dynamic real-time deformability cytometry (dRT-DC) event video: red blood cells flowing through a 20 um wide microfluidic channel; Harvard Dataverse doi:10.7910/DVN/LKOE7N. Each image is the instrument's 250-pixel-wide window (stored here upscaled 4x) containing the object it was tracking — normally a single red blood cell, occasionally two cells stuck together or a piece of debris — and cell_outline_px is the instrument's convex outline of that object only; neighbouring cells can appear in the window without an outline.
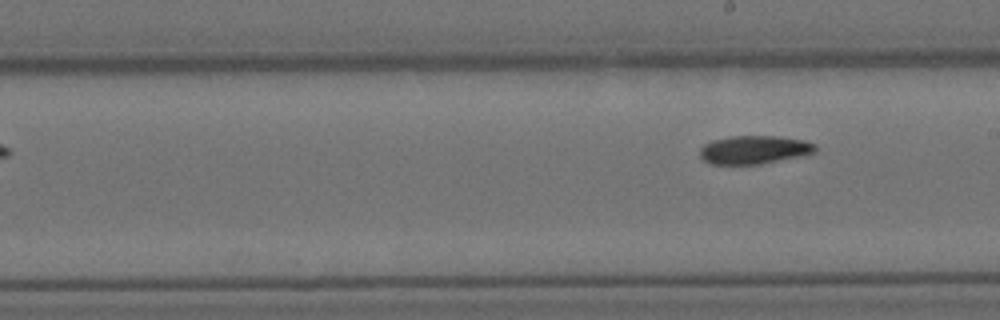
{"species": "Egyptian fruit bat (a non-hibernating species)", "species_latin": "Rousettus aegyptiacus", "temperature_condition": "cold", "stored_images_in_passage": 9, "segment_of_instrument_passage": [2, 2], "camera_frame_rate_fps": 3000, "um_per_image_px": 0.085, "animal": {"sex": "female"}, "frame": {"image": 1, "passage_image": 9, "time_ms": 10.0, "image_size_px": [1000, 320], "cell_outline_px": [[816, 152], [800, 156], [760, 164], [708, 164], [700, 156], [700, 148], [704, 144], [712, 140], [728, 136], [780, 136], [804, 140], [816, 144]], "centroid_in_image_um": [64.09, 12.72], "position_along_channel_um": 224.9, "area_um2": 19.19}}